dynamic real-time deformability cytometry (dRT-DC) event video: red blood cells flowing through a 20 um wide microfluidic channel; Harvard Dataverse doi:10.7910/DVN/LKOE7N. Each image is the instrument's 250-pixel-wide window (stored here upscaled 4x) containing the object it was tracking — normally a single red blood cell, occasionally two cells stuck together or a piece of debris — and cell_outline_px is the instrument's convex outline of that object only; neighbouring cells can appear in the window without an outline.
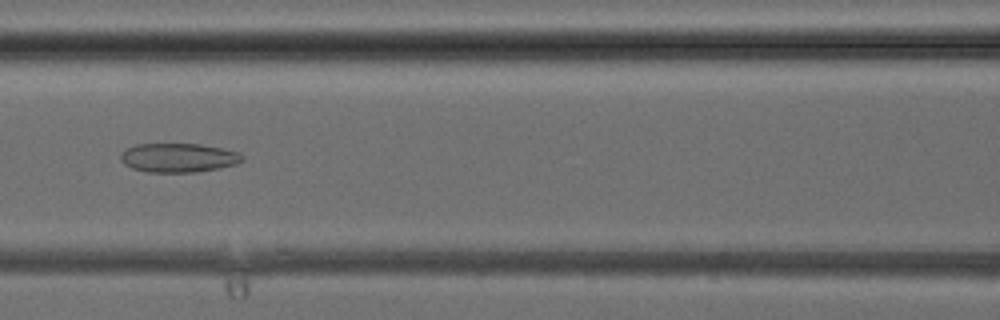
{"species": "common noctule bat (a hibernating species)", "species_latin": "Nyctalus noctula", "temperature_condition": "cold", "stored_images_in_passage": 39, "camera_frame_rate_fps": 3000, "um_per_image_px": 0.085, "animal": {"sex": "female", "body_mass_g": 24.6, "forearm_length_mm": 56.2}, "frame": {"image": 1, "passage_image": 17, "time_ms": 5.333, "image_size_px": [1000, 320], "cell_outline_px": [[244, 160], [236, 164], [220, 168], [196, 172], [148, 172], [132, 168], [124, 164], [120, 160], [120, 152], [136, 144], [200, 144], [240, 152], [244, 156]], "centroid_in_image_um": [15.17, 13.41], "position_along_channel_um": 151.4, "area_um2": 20.69}}
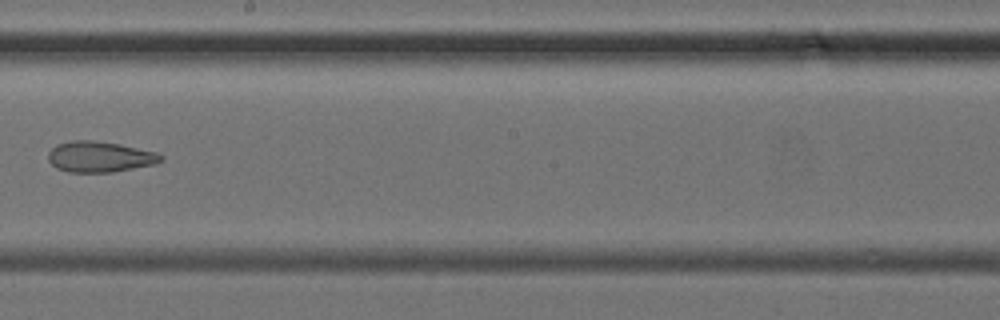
{"frame": {"image": 2, "passage_image": 22, "time_ms": 7.0, "image_size_px": [1000, 320], "cell_outline_px": [[164, 160], [156, 164], [112, 172], [68, 172], [56, 168], [48, 160], [48, 152], [56, 144], [72, 140], [92, 140], [120, 144], [156, 152], [164, 156]], "centroid_in_image_um": [8.48, 13.32], "position_along_channel_um": 239.7, "area_um2": 20.35}}
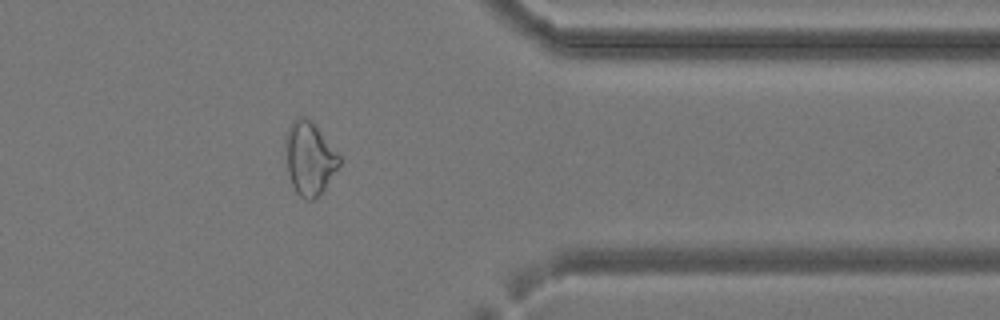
{"frame": {"image": 3, "passage_image": 31, "time_ms": 10.0, "image_size_px": [1000, 320], "cell_outline_px": [[340, 164], [324, 188], [312, 200], [308, 200], [300, 196], [296, 192], [292, 184], [288, 172], [284, 144], [284, 140], [288, 124], [292, 120], [300, 116], [308, 116], [340, 156]], "centroid_in_image_um": [26.26, 13.4], "position_along_channel_um": 385.1, "area_um2": 22.83}}